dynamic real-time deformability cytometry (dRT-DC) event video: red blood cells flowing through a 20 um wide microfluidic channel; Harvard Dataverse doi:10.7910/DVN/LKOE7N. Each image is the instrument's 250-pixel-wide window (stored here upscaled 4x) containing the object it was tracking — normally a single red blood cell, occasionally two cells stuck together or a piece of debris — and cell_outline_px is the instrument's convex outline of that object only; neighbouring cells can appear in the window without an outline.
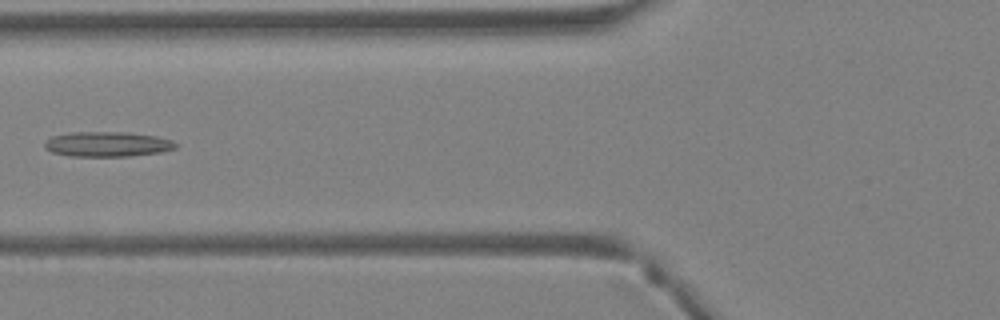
{"species": "Egyptian fruit bat (a non-hibernating species)", "species_latin": "Rousettus aegyptiacus", "temperature_condition": "warm", "stored_images_in_passage": 40, "camera_frame_rate_fps": 3000, "um_per_image_px": 0.085, "animal": {"sex": "female"}, "frame": {"image": 1, "passage_image": 16, "time_ms": 5.0, "image_size_px": [1000, 320], "cell_outline_px": [[176, 148], [160, 152], [128, 156], [68, 156], [52, 152], [44, 148], [44, 144], [52, 136], [68, 132], [128, 132], [156, 136], [172, 140], [176, 144]], "centroid_in_image_um": [9.1, 12.25], "position_along_channel_um": 116.7, "area_um2": 19.07}}
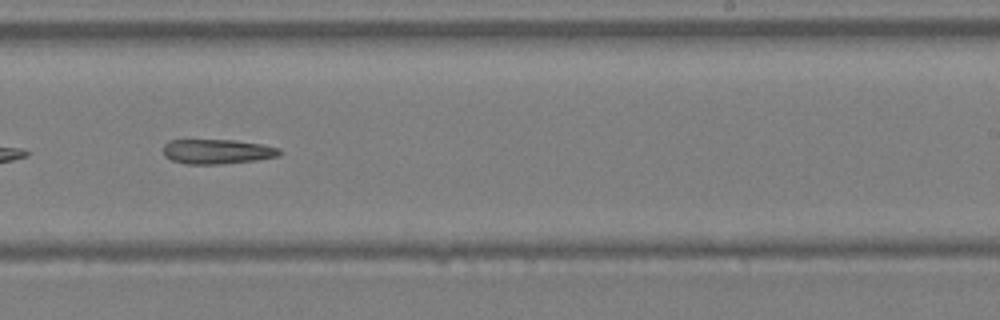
{"frame": {"image": 2, "passage_image": 25, "time_ms": 8.0, "image_size_px": [1000, 320], "cell_outline_px": [[284, 152], [280, 156], [256, 160], [220, 164], [188, 164], [172, 160], [164, 156], [164, 144], [168, 140], [236, 140], [260, 144], [280, 148]], "centroid_in_image_um": [18.49, 12.88], "position_along_channel_um": 270.5, "area_um2": 16.82}}
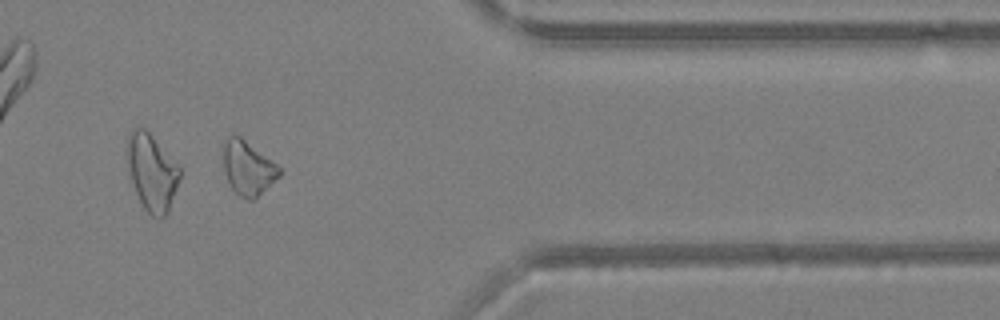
{"frame": {"image": 3, "passage_image": 33, "time_ms": 10.667, "image_size_px": [1000, 320], "cell_outline_px": [[280, 176], [256, 200], [248, 200], [240, 196], [232, 188], [224, 172], [220, 144], [232, 132], [240, 136], [276, 164], [280, 168]], "centroid_in_image_um": [21.02, 14.26], "position_along_channel_um": 390.4, "area_um2": 18.15}}